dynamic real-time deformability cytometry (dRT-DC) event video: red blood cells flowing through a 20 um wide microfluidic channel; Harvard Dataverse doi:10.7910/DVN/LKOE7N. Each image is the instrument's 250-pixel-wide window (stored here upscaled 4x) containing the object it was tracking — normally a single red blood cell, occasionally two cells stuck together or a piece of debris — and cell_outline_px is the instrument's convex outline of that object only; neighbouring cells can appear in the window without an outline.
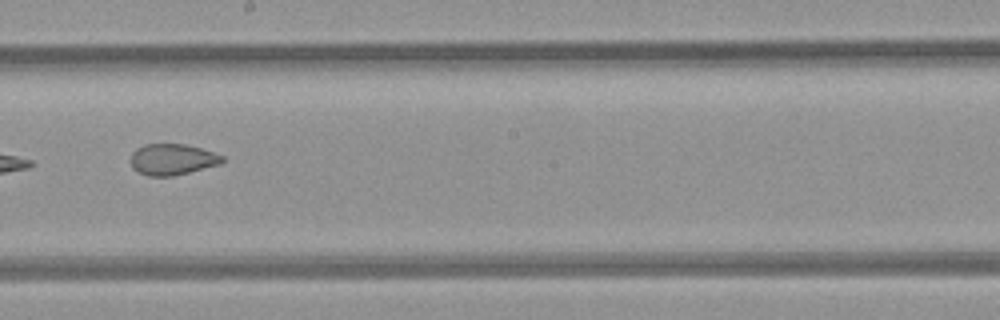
{"species": "common noctule bat (a hibernating species)", "species_latin": "Nyctalus noctula", "temperature_condition": "room temperature", "stored_images_in_passage": 5, "camera_frame_rate_fps": 3000, "um_per_image_px": 0.085, "animal": {"sex": "female", "body_mass_g": 21.9}, "frame": {"image": 1, "passage_image": 5, "time_ms": 4.667, "image_size_px": [1000, 320], "cell_outline_px": [[224, 160], [220, 164], [172, 176], [148, 176], [132, 168], [132, 152], [136, 148], [144, 144], [184, 144], [200, 148], [224, 156]], "centroid_in_image_um": [14.64, 13.54], "position_along_channel_um": 233.6, "area_um2": 16.42}}